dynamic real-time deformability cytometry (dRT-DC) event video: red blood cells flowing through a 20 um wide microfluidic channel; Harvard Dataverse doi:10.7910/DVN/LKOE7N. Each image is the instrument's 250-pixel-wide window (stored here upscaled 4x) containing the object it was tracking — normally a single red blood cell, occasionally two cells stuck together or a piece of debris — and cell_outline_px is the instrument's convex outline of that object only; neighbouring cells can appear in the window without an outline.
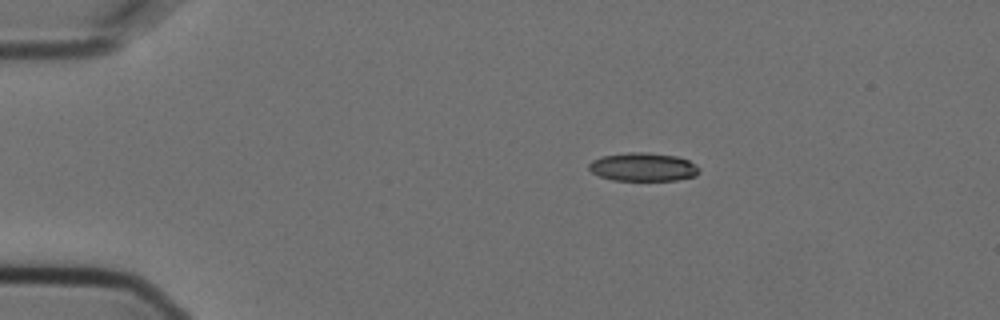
{"species": "Egyptian fruit bat (a non-hibernating species)", "species_latin": "Rousettus aegyptiacus", "temperature_condition": "cold", "stored_images_in_passage": 3, "camera_frame_rate_fps": 3000, "um_per_image_px": 0.085, "animal": {"sex": "female"}, "frame": {"image": 1, "passage_image": 2, "time_ms": 0.333, "image_size_px": [1000, 320], "cell_outline_px": [[700, 172], [696, 176], [676, 180], [612, 180], [600, 176], [592, 172], [588, 168], [588, 164], [592, 160], [600, 156], [628, 152], [644, 152], [676, 156], [688, 160], [700, 168]], "centroid_in_image_um": [54.65, 14.19], "position_along_channel_um": 30.3, "area_um2": 18.32}}